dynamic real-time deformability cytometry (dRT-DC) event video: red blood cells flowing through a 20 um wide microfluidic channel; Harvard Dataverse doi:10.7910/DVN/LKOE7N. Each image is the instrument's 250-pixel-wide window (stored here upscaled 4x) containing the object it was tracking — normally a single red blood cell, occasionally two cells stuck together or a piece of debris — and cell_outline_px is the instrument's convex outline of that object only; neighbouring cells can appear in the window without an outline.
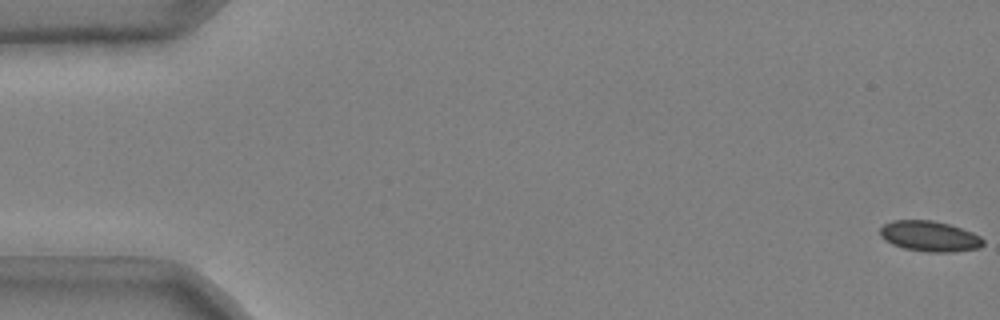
{"species": "common noctule bat (a hibernating species)", "species_latin": "Nyctalus noctula", "temperature_condition": "cold", "stored_images_in_passage": 53, "camera_frame_rate_fps": 3000, "um_per_image_px": 0.085, "animal": {"sex": "male", "body_mass_g": 20.4}, "frame": {"image": 1, "passage_image": 1, "time_ms": 0.0, "image_size_px": [1000, 320], "cell_outline_px": [[984, 244], [980, 248], [956, 252], [924, 252], [904, 248], [892, 244], [884, 240], [880, 236], [880, 228], [884, 224], [892, 220], [932, 220], [948, 224], [972, 232], [980, 236], [984, 240]], "centroid_in_image_um": [79.02, 20.09], "position_along_channel_um": 6.0, "area_um2": 18.5}}
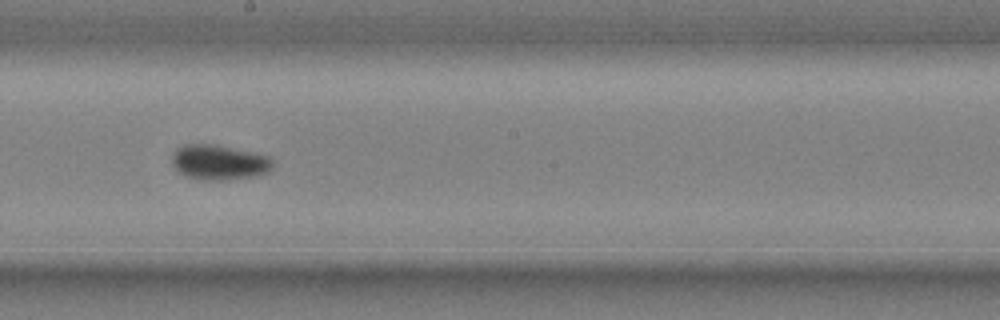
{"frame": {"image": 2, "passage_image": 31, "time_ms": 10.0, "image_size_px": [1000, 320], "cell_outline_px": [[272, 168], [268, 172], [252, 176], [224, 180], [196, 180], [184, 176], [172, 164], [172, 152], [176, 148], [184, 144], [216, 144], [268, 156], [272, 160]], "centroid_in_image_um": [18.56, 13.79], "position_along_channel_um": 229.6, "area_um2": 20.63}}
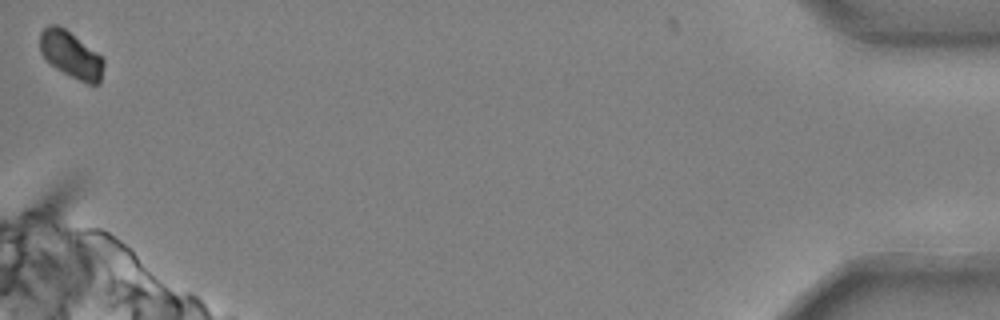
{"frame": {"image": 3, "passage_image": 53, "time_ms": 17.333, "image_size_px": [1000, 320], "cell_outline_px": [[104, 64], [100, 84], [88, 84], [56, 68], [40, 52], [40, 32], [48, 24], [60, 24], [96, 52], [104, 60]], "centroid_in_image_um": [6.03, 4.62], "position_along_channel_um": 429.2, "area_um2": 17.11}, "authors_computed_cell_mechanics": {"area_um2": 19.0162, "velocity_mm_per_s": 3.6779, "shape_relaxation_time_tau1_ms": 3.9803, "shape_relaxation_time_tau2_ms": null, "deformation_change_tau1": 0.0627, "deformation_change_tau2": null}}